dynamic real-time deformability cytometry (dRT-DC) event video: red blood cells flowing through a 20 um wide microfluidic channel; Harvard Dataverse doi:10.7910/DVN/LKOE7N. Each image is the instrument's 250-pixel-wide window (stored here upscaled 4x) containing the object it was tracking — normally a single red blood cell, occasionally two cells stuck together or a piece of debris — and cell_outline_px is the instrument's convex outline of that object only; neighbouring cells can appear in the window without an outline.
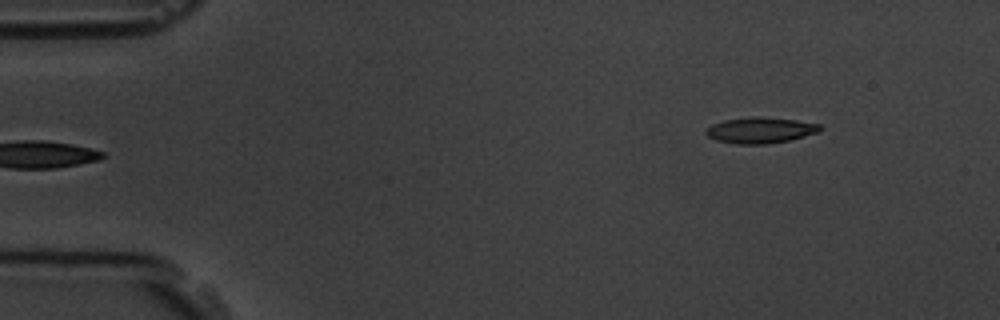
{"species": "common noctule bat (a hibernating species)", "species_latin": "Nyctalus noctula", "temperature_condition": "room temperature", "stored_images_in_passage": 5, "segment_of_instrument_passage": [2, 2], "camera_frame_rate_fps": 3000, "um_per_image_px": 0.085, "animal": {"sex": "male", "body_mass_g": 19.5, "forearm_length_mm": 54.6}, "frame": {"image": 1, "passage_image": 5, "time_ms": 5.333, "image_size_px": [1000, 320], "cell_outline_px": [[820, 132], [792, 140], [768, 144], [736, 144], [716, 140], [708, 136], [704, 132], [712, 124], [724, 120], [756, 116], [796, 120], [820, 124]], "centroid_in_image_um": [64.65, 11.08], "position_along_channel_um": 20.4, "area_um2": 17.28}}